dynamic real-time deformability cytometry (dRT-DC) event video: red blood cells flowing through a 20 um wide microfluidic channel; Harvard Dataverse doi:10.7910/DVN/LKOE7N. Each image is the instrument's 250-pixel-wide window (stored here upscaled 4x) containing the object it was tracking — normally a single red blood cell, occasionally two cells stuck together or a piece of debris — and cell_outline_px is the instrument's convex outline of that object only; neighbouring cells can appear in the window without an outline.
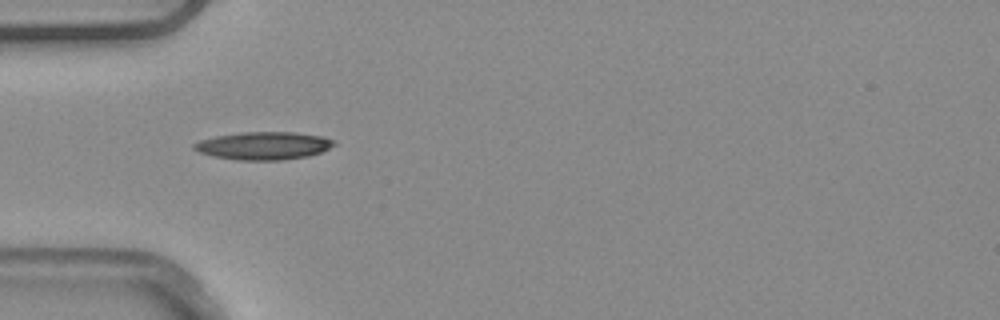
{"species": "common noctule bat (a hibernating species)", "species_latin": "Nyctalus noctula", "temperature_condition": "warm", "stored_images_in_passage": 2, "camera_frame_rate_fps": 3000, "um_per_image_px": 0.085, "animal": {"sex": "male", "body_mass_g": 20.4}, "frame": {"image": 1, "passage_image": 1, "time_ms": 0.0, "image_size_px": [1000, 320], "cell_outline_px": [[336, 144], [320, 152], [308, 156], [284, 160], [236, 160], [212, 156], [200, 152], [192, 148], [192, 144], [200, 140], [216, 136], [244, 132], [292, 132], [324, 136], [332, 140]], "centroid_in_image_um": [22.39, 12.39], "position_along_channel_um": 62.6, "area_um2": 22.66}}
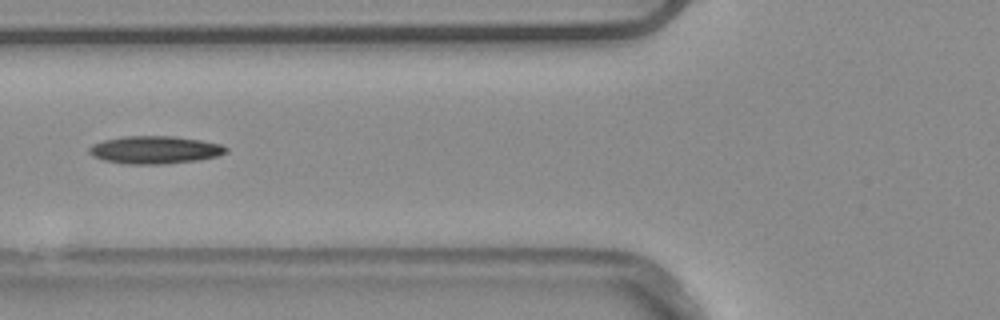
{"frame": {"image": 2, "passage_image": 2, "time_ms": 0.333, "image_size_px": [1000, 320], "cell_outline_px": [[228, 152], [216, 156], [200, 160], [164, 164], [124, 164], [104, 160], [92, 156], [88, 152], [88, 148], [92, 144], [104, 140], [124, 136], [172, 136], [200, 140], [220, 144], [228, 148]], "centroid_in_image_um": [13.14, 12.74], "position_along_channel_um": 112.7, "area_um2": 22.2}}